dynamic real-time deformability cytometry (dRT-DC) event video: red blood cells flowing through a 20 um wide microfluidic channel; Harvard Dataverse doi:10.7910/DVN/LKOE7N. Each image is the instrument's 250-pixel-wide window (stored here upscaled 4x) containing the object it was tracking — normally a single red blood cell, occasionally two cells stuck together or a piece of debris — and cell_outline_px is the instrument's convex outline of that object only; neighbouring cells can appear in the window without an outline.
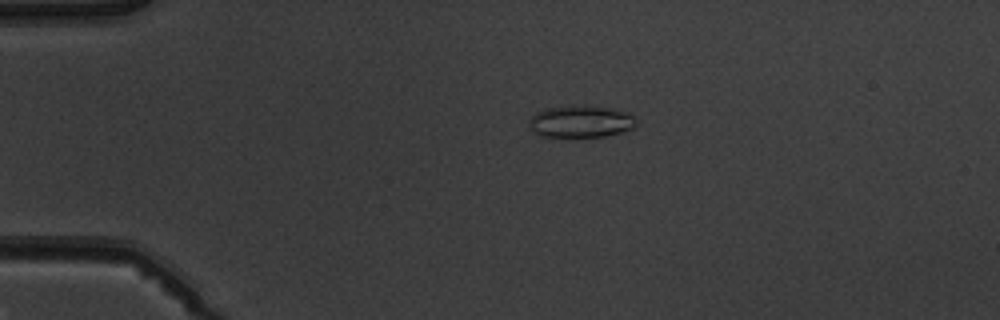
{"species": "common noctule bat (a hibernating species)", "species_latin": "Nyctalus noctula", "temperature_condition": "warm", "stored_images_in_passage": 4, "camera_frame_rate_fps": 3000, "um_per_image_px": 0.085, "animal": {"sex": "male", "body_mass_g": 19.5, "forearm_length_mm": 54.6}, "frame": {"image": 1, "passage_image": 3, "time_ms": 3.0, "image_size_px": [1000, 320], "cell_outline_px": [[636, 124], [632, 128], [620, 132], [604, 136], [572, 140], [540, 136], [532, 132], [528, 124], [528, 120], [536, 112], [548, 108], [584, 104], [616, 108], [628, 112], [636, 116]], "centroid_in_image_um": [49.35, 10.36], "position_along_channel_um": 35.7, "area_um2": 21.21}}